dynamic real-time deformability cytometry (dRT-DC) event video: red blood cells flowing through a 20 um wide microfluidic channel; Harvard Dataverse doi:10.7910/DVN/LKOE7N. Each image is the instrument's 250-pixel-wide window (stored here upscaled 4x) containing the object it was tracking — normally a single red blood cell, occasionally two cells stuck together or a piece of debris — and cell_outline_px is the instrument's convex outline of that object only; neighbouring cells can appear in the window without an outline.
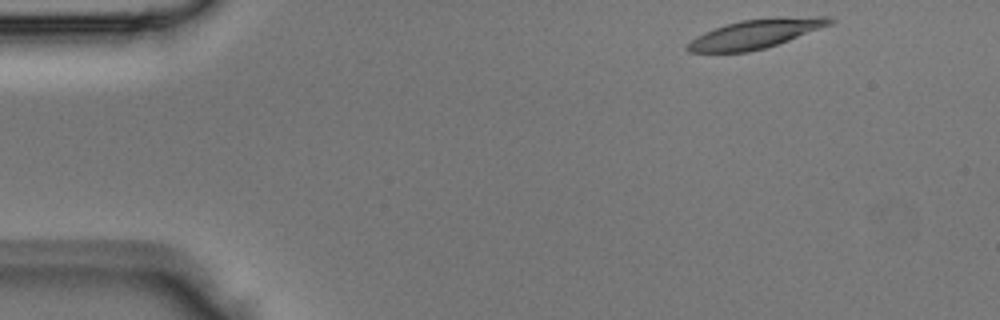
{"species": "Egyptian fruit bat (a non-hibernating species)", "species_latin": "Rousettus aegyptiacus", "temperature_condition": "room temperature", "stored_images_in_passage": 2, "camera_frame_rate_fps": 3000, "um_per_image_px": 0.085, "animal": {"sex": "male"}, "frame": {"image": 1, "passage_image": 1, "time_ms": 0.0, "image_size_px": [1000, 320], "cell_outline_px": [[836, 20], [832, 24], [788, 40], [764, 48], [748, 52], [688, 52], [684, 48], [696, 36], [704, 32], [740, 20], [780, 16], [828, 16]], "centroid_in_image_um": [64.26, 2.85], "position_along_channel_um": 20.7, "area_um2": 24.04}}